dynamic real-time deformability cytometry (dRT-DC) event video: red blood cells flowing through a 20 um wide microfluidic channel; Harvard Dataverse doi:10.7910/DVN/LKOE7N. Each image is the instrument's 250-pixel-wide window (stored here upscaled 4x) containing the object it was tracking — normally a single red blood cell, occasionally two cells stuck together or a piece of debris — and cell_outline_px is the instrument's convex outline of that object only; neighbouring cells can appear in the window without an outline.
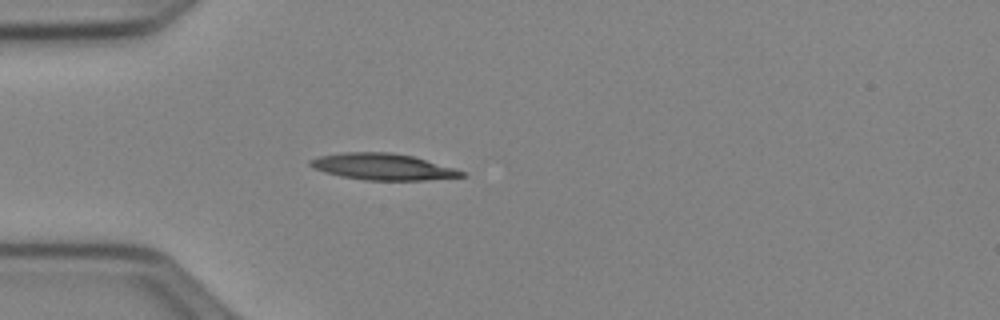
{"species": "Egyptian fruit bat (a non-hibernating species)", "species_latin": "Rousettus aegyptiacus", "temperature_condition": "cold", "stored_images_in_passage": 37, "camera_frame_rate_fps": 3000, "um_per_image_px": 0.085, "animal": {"sex": "female"}, "frame": {"image": 1, "passage_image": 1, "time_ms": 0.0, "image_size_px": [1000, 320], "cell_outline_px": [[468, 176], [424, 180], [364, 180], [340, 176], [324, 172], [312, 168], [308, 164], [308, 160], [320, 156], [340, 152], [392, 152], [412, 156], [468, 172]], "centroid_in_image_um": [32.52, 14.17], "position_along_channel_um": 52.5, "area_um2": 23.47}}
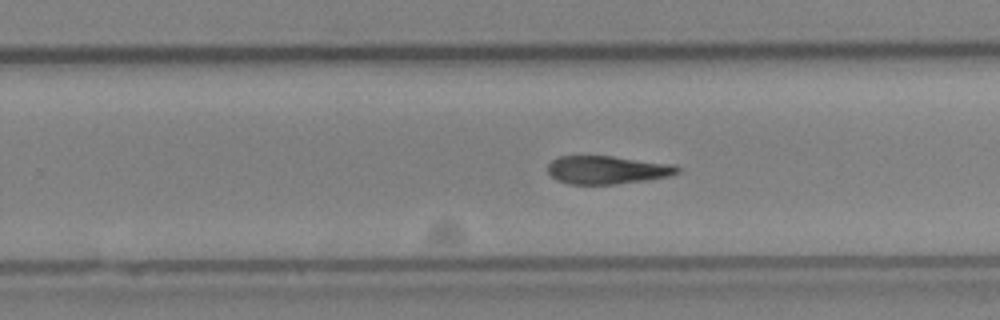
{"frame": {"image": 2, "passage_image": 19, "time_ms": 6.0, "image_size_px": [1000, 320], "cell_outline_px": [[680, 172], [668, 176], [644, 180], [616, 184], [568, 184], [556, 180], [548, 172], [548, 164], [552, 160], [560, 156], [612, 156], [676, 164], [680, 168]], "centroid_in_image_um": [51.62, 14.43], "position_along_channel_um": 278.2, "area_um2": 21.33}}
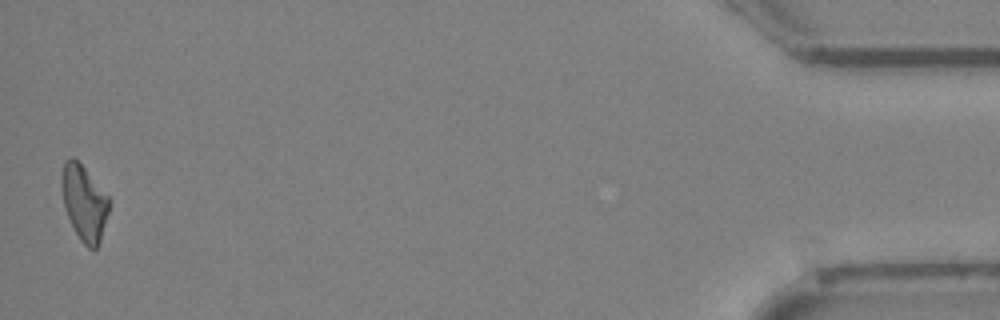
{"frame": {"image": 3, "passage_image": 37, "time_ms": 12.0, "image_size_px": [1000, 320], "cell_outline_px": [[108, 212], [100, 244], [96, 248], [88, 248], [80, 240], [64, 208], [60, 184], [60, 176], [64, 160], [72, 156], [84, 168], [108, 196]], "centroid_in_image_um": [7.12, 17.22], "position_along_channel_um": 428.1, "area_um2": 20.69}, "authors_computed_cell_mechanics": {"area_um2": 22.1374, "velocity_mm_per_s": 3.9641, "shape_relaxation_time_tau1_ms": null, "shape_relaxation_time_tau2_ms": 8.8429, "deformation_change_tau1": null, "deformation_change_tau2": 0.2334}}